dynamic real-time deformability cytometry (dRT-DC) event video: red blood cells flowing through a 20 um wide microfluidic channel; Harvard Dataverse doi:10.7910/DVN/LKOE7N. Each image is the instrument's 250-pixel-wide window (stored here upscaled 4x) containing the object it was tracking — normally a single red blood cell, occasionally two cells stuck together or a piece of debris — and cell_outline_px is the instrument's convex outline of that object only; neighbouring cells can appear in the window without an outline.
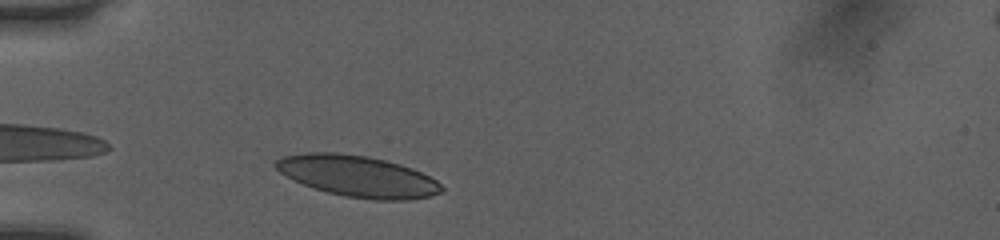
{"species": "human", "species_latin": "Homo sapiens", "temperature_condition": "room temperature", "stored_images_in_passage": 31, "camera_frame_rate_fps": 3000, "um_per_image_px": 0.085, "donor": {"sex": "female"}, "frame": {"image": 1, "passage_image": 2, "time_ms": 0.333, "image_size_px": [1000, 240], "cell_outline_px": [[444, 188], [440, 192], [428, 196], [408, 200], [372, 200], [344, 196], [328, 192], [304, 184], [280, 172], [272, 164], [276, 160], [284, 156], [304, 152], [336, 152], [368, 156], [400, 164], [412, 168], [436, 180]], "centroid_in_image_um": [30.4, 14.97], "position_along_channel_um": 54.6, "area_um2": 39.59}}
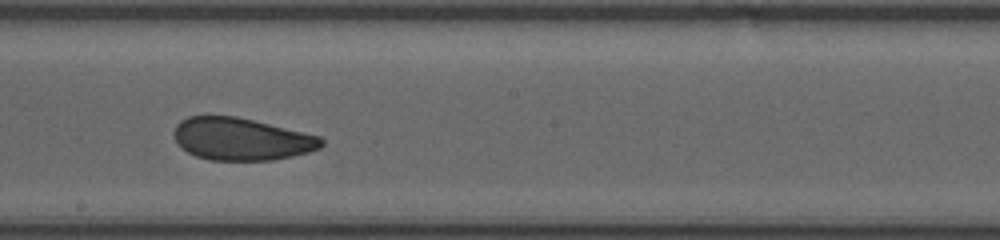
{"frame": {"image": 2, "passage_image": 16, "time_ms": 5.0, "image_size_px": [1000, 240], "cell_outline_px": [[324, 144], [320, 148], [308, 152], [292, 156], [272, 160], [208, 160], [196, 156], [180, 148], [176, 144], [172, 132], [176, 124], [180, 120], [188, 116], [236, 116], [320, 136], [324, 140]], "centroid_in_image_um": [20.47, 11.82], "position_along_channel_um": 227.7, "area_um2": 36.59}}
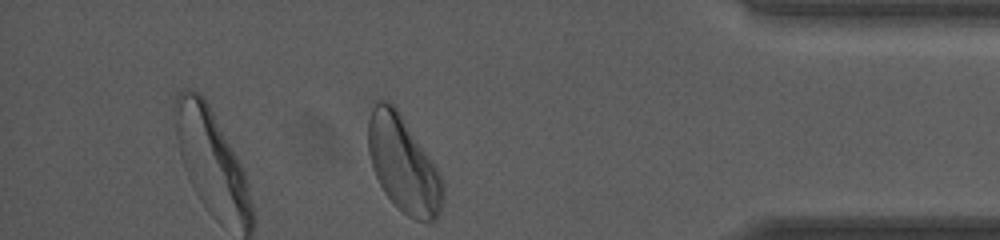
{"frame": {"image": 3, "passage_image": 31, "time_ms": 10.0, "image_size_px": [1000, 240], "cell_outline_px": [[444, 200], [440, 212], [436, 220], [432, 224], [428, 224], [416, 220], [408, 216], [384, 192], [372, 168], [368, 152], [368, 120], [372, 100], [388, 100], [400, 112], [440, 172], [444, 184]], "centroid_in_image_um": [34.3, 13.96], "position_along_channel_um": 400.9, "area_um2": 42.43}, "authors_computed_cell_mechanics": {"area_um2": 37.6278, "velocity_mm_per_s": 4.0498, "shape_relaxation_time_tau1_ms": 5.3834, "shape_relaxation_time_tau2_ms": 1.2121, "deformation_change_tau1": 0.1369, "deformation_change_tau2": 0.0653}}